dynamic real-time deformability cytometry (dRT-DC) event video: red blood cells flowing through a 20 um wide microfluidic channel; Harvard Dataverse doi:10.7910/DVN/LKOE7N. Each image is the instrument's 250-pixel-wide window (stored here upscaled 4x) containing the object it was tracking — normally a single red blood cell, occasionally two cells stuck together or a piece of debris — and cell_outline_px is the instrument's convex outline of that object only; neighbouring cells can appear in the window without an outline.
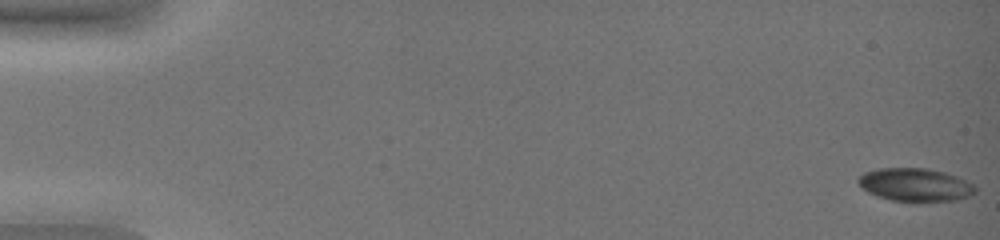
{"species": "common noctule bat (a hibernating species)", "species_latin": "Nyctalus noctula", "temperature_condition": "warm", "stored_images_in_passage": 52, "camera_frame_rate_fps": 3000, "um_per_image_px": 0.085, "animal": {"sex": "female", "body_mass_g": 19.0, "forearm_length_mm": 51.5}, "frame": {"image": 1, "passage_image": 1, "time_ms": 0.0, "image_size_px": [1000, 240], "cell_outline_px": [[976, 192], [968, 196], [956, 200], [916, 204], [892, 200], [876, 196], [868, 192], [856, 180], [864, 172], [880, 168], [928, 168], [944, 172], [956, 176], [972, 184], [976, 188]], "centroid_in_image_um": [77.8, 15.74], "position_along_channel_um": 7.2, "area_um2": 23.0}}
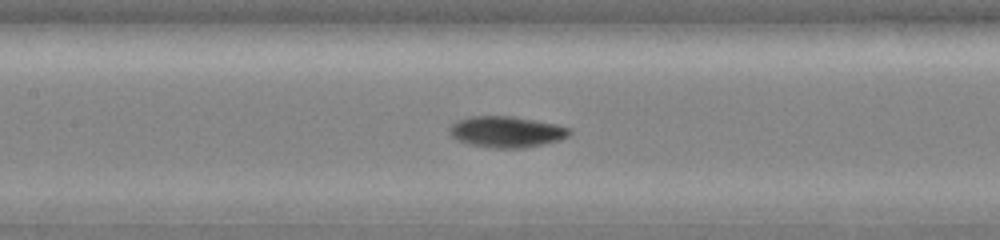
{"frame": {"image": 2, "passage_image": 27, "time_ms": 8.667, "image_size_px": [1000, 240], "cell_outline_px": [[572, 132], [568, 136], [560, 140], [544, 144], [524, 148], [492, 148], [468, 144], [452, 136], [448, 132], [448, 128], [456, 120], [468, 116], [512, 116], [556, 124], [572, 128]], "centroid_in_image_um": [43.05, 11.2], "position_along_channel_um": 164.3, "area_um2": 21.96}}
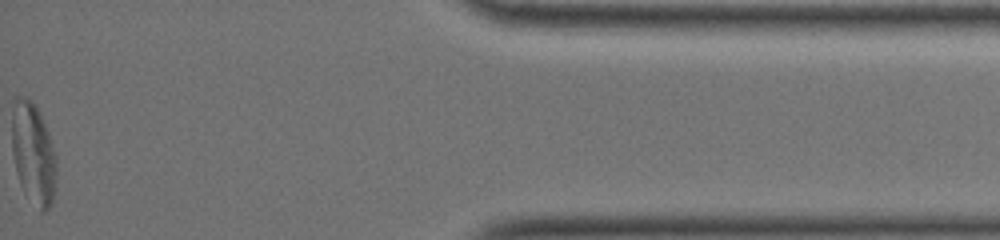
{"frame": {"image": 3, "passage_image": 52, "time_ms": 17.0, "image_size_px": [1000, 240], "cell_outline_px": [[56, 180], [52, 204], [48, 212], [40, 212], [20, 184], [16, 172], [12, 152], [12, 96], [24, 96], [32, 100], [48, 132], [56, 156]], "centroid_in_image_um": [2.82, 13.05], "position_along_channel_um": 432.4, "area_um2": 26.53}, "authors_computed_cell_mechanics": {"area_um2": 21.675, "velocity_mm_per_s": 3.8506, "shape_relaxation_time_tau1_ms": 4.0469, "shape_relaxation_time_tau2_ms": 4.6057, "deformation_change_tau1": 0.1796, "deformation_change_tau2": 0.1035}}